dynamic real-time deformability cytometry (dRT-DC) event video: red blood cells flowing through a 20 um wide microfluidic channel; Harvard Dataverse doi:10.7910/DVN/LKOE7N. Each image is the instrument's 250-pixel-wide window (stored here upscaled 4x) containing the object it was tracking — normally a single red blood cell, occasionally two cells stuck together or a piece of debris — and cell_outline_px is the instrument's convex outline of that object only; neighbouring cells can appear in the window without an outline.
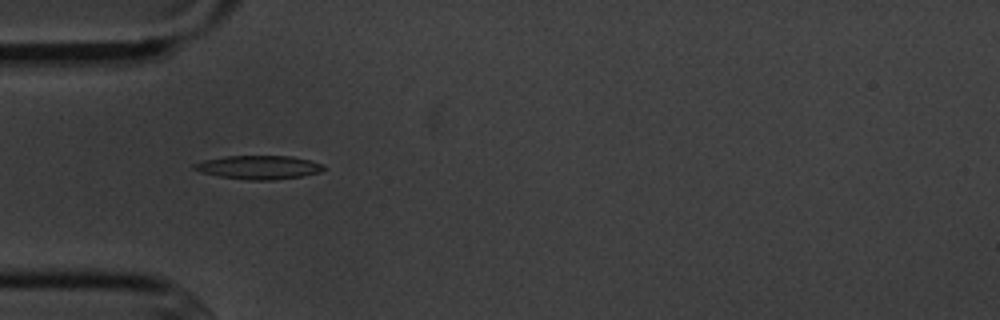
{"species": "common noctule bat (a hibernating species)", "species_latin": "Nyctalus noctula", "temperature_condition": "cold", "stored_images_in_passage": 12, "camera_frame_rate_fps": 3000, "um_per_image_px": 0.085, "animal": {"sex": "male", "body_mass_g": 20.1, "forearm_length_mm": 53.5}, "frame": {"image": 1, "passage_image": 2, "time_ms": 1.0, "image_size_px": [1000, 320], "cell_outline_px": [[324, 168], [320, 172], [300, 176], [272, 180], [248, 180], [220, 176], [200, 172], [192, 168], [192, 164], [204, 160], [224, 156], [292, 156], [324, 164]], "centroid_in_image_um": [21.96, 14.21], "position_along_channel_um": 63.0, "area_um2": 17.74}}
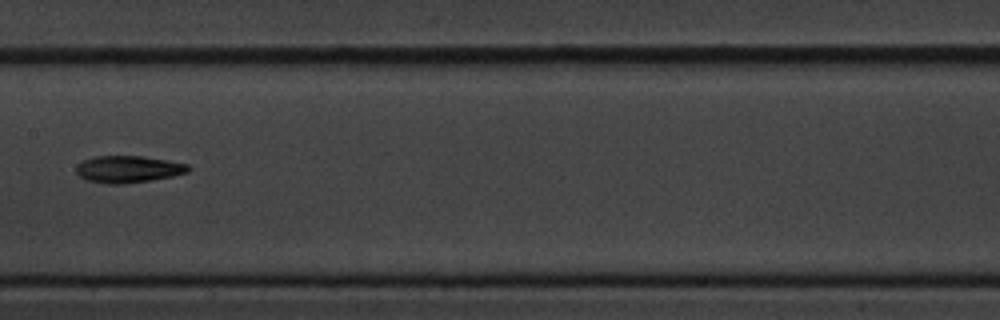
{"frame": {"image": 2, "passage_image": 5, "time_ms": 4.667, "image_size_px": [1000, 320], "cell_outline_px": [[192, 168], [188, 172], [172, 176], [124, 184], [108, 184], [84, 180], [76, 172], [76, 164], [92, 156], [144, 156], [168, 160], [188, 164]], "centroid_in_image_um": [10.88, 14.37], "position_along_channel_um": 196.5, "area_um2": 17.74}}
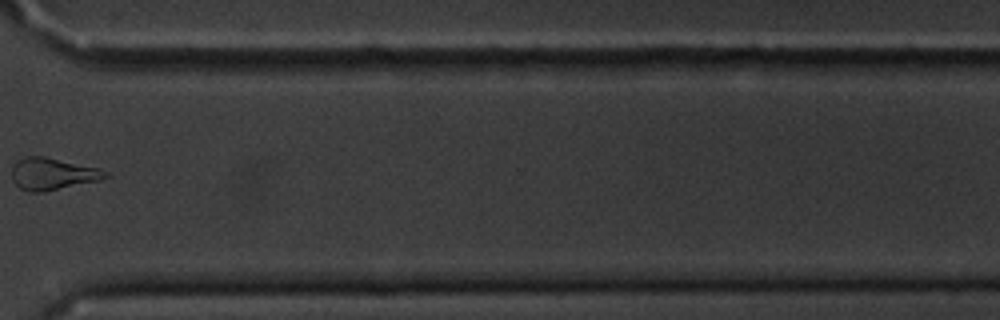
{"frame": {"image": 3, "passage_image": 9, "time_ms": 9.333, "image_size_px": [1000, 320], "cell_outline_px": [[108, 176], [100, 180], [44, 192], [28, 192], [20, 188], [12, 180], [12, 164], [16, 160], [24, 156], [44, 156], [100, 168], [108, 172]], "centroid_in_image_um": [4.44, 14.77], "position_along_channel_um": 366.2, "area_um2": 17.63}, "authors_computed_cell_mechanics": {"area_um2": 17.6868, "velocity_mm_per_s": 3.6396, "shape_relaxation_time_tau1_ms": 2.6179, "shape_relaxation_time_tau2_ms": null, "deformation_change_tau1": 0.0872, "deformation_change_tau2": null}}